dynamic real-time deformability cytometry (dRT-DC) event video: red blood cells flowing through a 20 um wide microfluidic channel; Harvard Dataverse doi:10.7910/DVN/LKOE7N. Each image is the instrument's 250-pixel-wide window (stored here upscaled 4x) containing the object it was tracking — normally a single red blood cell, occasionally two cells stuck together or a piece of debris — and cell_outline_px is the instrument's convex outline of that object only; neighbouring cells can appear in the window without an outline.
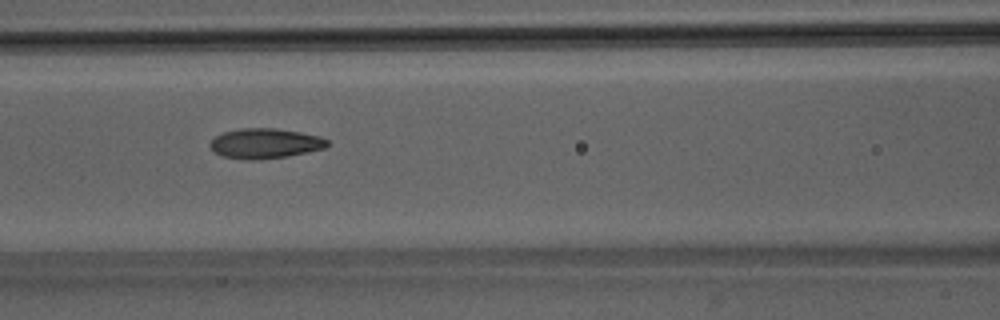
{"species": "Egyptian fruit bat (a non-hibernating species)", "species_latin": "Rousettus aegyptiacus", "temperature_condition": "room temperature", "stored_images_in_passage": 37, "camera_frame_rate_fps": 3000, "um_per_image_px": 0.085, "animal": {"sex": "male"}, "frame": {"image": 1, "passage_image": 9, "time_ms": 2.667, "image_size_px": [1000, 320], "cell_outline_px": [[328, 144], [324, 148], [308, 152], [288, 156], [256, 160], [244, 160], [220, 156], [208, 144], [216, 136], [224, 132], [240, 128], [276, 128], [300, 132], [320, 136], [328, 140]], "centroid_in_image_um": [22.52, 12.19], "position_along_channel_um": 144.1, "area_um2": 20.58}}
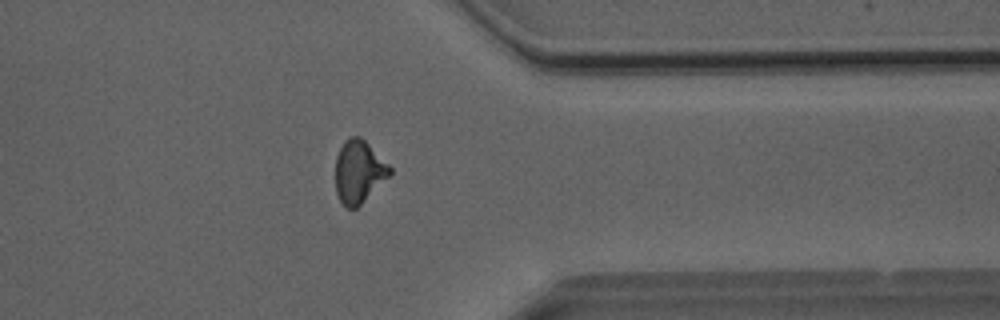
{"frame": {"image": 2, "passage_image": 27, "time_ms": 8.667, "image_size_px": [1000, 320], "cell_outline_px": [[392, 172], [356, 208], [348, 208], [340, 200], [336, 192], [336, 156], [344, 140], [348, 136], [360, 136], [392, 168]], "centroid_in_image_um": [30.47, 14.56], "position_along_channel_um": 380.9, "area_um2": 19.42}}
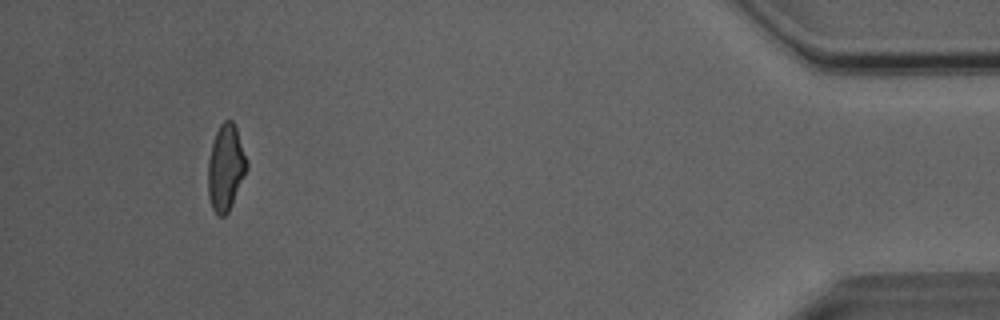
{"frame": {"image": 3, "passage_image": 34, "time_ms": 11.0, "image_size_px": [1000, 320], "cell_outline_px": [[248, 168], [232, 204], [228, 212], [224, 216], [220, 216], [212, 208], [208, 196], [208, 160], [212, 144], [216, 132], [220, 124], [224, 120], [232, 120], [236, 128], [248, 160]], "centroid_in_image_um": [19.19, 14.24], "position_along_channel_um": 416.0, "area_um2": 19.42}, "authors_computed_cell_mechanics": {"area_um2": 19.7676, "velocity_mm_per_s": 4.082, "shape_relaxation_time_tau1_ms": 5.7172, "shape_relaxation_time_tau2_ms": 2.819, "deformation_change_tau1": 0.192, "deformation_change_tau2": 0.0758}}